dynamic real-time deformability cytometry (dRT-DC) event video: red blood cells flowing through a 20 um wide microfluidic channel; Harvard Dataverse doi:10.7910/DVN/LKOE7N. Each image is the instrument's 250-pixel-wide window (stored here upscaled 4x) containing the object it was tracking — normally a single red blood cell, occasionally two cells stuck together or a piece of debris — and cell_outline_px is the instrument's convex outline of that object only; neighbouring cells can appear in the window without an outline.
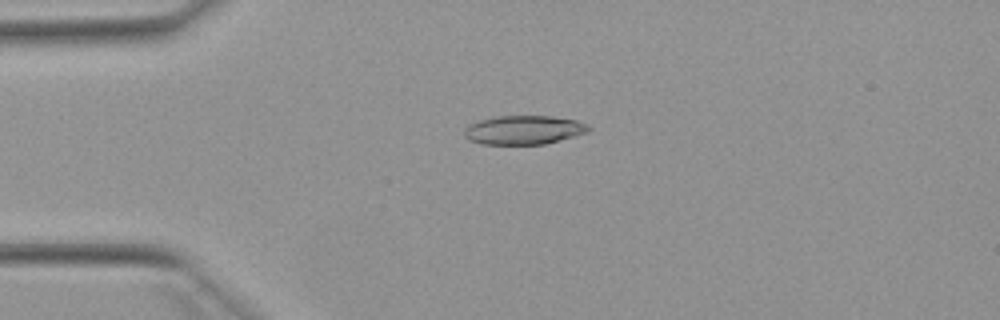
{"species": "Egyptian fruit bat (a non-hibernating species)", "species_latin": "Rousettus aegyptiacus", "temperature_condition": "warm", "stored_images_in_passage": 46, "camera_frame_rate_fps": 3000, "um_per_image_px": 0.085, "animal": {"sex": "female"}, "frame": {"image": 1, "passage_image": 6, "time_ms": 1.667, "image_size_px": [1000, 320], "cell_outline_px": [[592, 128], [588, 132], [544, 144], [484, 144], [472, 140], [464, 136], [464, 128], [468, 124], [480, 120], [500, 116], [552, 116], [576, 120], [588, 124]], "centroid_in_image_um": [44.54, 11.04], "position_along_channel_um": 40.5, "area_um2": 20.81}}
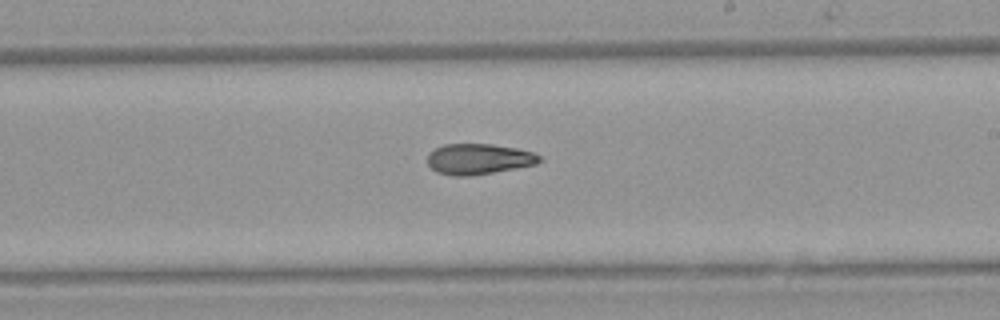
{"frame": {"image": 2, "passage_image": 24, "time_ms": 7.667, "image_size_px": [1000, 320], "cell_outline_px": [[544, 160], [536, 164], [516, 168], [472, 176], [452, 176], [436, 172], [428, 164], [428, 152], [444, 144], [492, 144], [516, 148], [532, 152], [540, 156]], "centroid_in_image_um": [40.68, 13.52], "position_along_channel_um": 248.3, "area_um2": 20.11}}
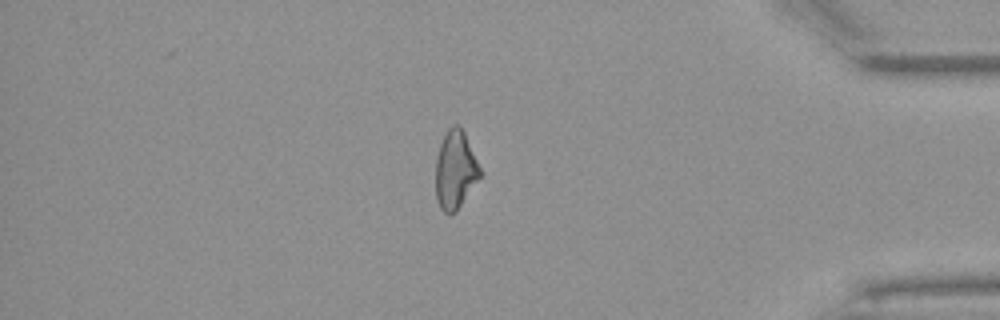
{"frame": {"image": 3, "passage_image": 38, "time_ms": 12.333, "image_size_px": [1000, 320], "cell_outline_px": [[484, 172], [456, 212], [448, 216], [440, 208], [436, 196], [436, 160], [440, 144], [448, 128], [452, 124], [460, 124]], "centroid_in_image_um": [38.73, 14.44], "position_along_channel_um": 396.5, "area_um2": 20.58}, "authors_computed_cell_mechanics": {"area_um2": 20.7502, "velocity_mm_per_s": 3.9005, "shape_relaxation_time_tau1_ms": 9.2237, "shape_relaxation_time_tau2_ms": 2.4493, "deformation_change_tau1": 0.2112, "deformation_change_tau2": 0.0903}}